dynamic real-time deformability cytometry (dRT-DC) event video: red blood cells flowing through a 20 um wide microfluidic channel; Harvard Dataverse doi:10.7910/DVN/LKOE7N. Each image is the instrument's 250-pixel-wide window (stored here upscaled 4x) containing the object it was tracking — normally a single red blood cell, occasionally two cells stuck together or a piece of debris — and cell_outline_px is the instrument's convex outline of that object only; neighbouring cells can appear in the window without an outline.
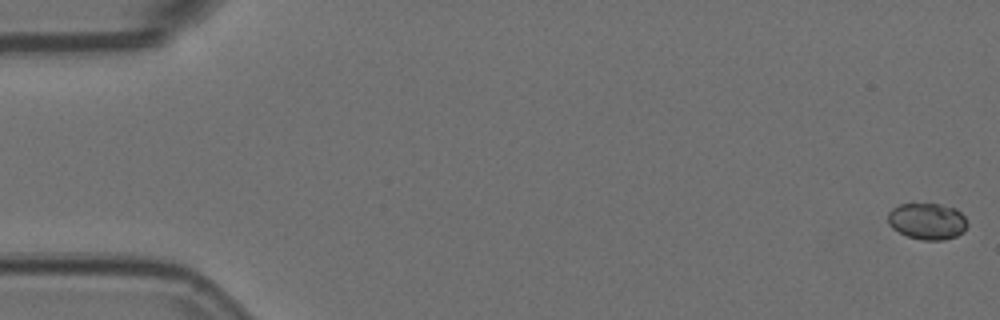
{"species": "Egyptian fruit bat (a non-hibernating species)", "species_latin": "Rousettus aegyptiacus", "temperature_condition": "room temperature", "stored_images_in_passage": 56, "camera_frame_rate_fps": 3000, "um_per_image_px": 0.085, "animal": {"sex": "female"}, "frame": {"image": 1, "passage_image": 1, "time_ms": 0.0, "image_size_px": [1000, 320], "cell_outline_px": [[968, 224], [964, 232], [956, 236], [944, 240], [920, 240], [908, 236], [892, 228], [888, 224], [888, 212], [892, 208], [900, 204], [940, 204], [956, 208], [964, 216]], "centroid_in_image_um": [78.83, 18.81], "position_along_channel_um": 6.2, "area_um2": 16.99}}
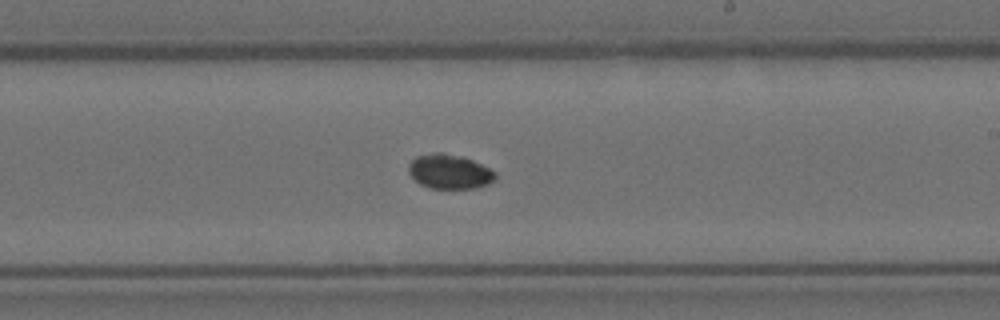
{"frame": {"image": 2, "passage_image": 33, "time_ms": 10.667, "image_size_px": [1000, 320], "cell_outline_px": [[496, 180], [488, 184], [476, 188], [428, 188], [420, 184], [408, 172], [408, 164], [416, 156], [436, 152], [444, 152], [460, 156], [472, 160], [496, 172]], "centroid_in_image_um": [38.2, 14.58], "position_along_channel_um": 250.8, "area_um2": 17.46}}
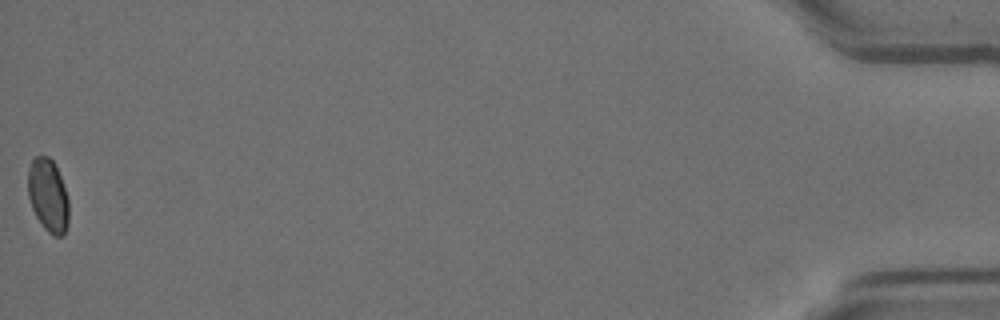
{"frame": {"image": 3, "passage_image": 56, "time_ms": 18.333, "image_size_px": [1000, 320], "cell_outline_px": [[68, 224], [64, 236], [52, 236], [44, 228], [36, 216], [32, 208], [28, 196], [28, 168], [32, 160], [36, 156], [48, 156], [52, 160], [60, 176], [68, 200]], "centroid_in_image_um": [4.08, 16.64], "position_along_channel_um": 431.1, "area_um2": 17.34}}